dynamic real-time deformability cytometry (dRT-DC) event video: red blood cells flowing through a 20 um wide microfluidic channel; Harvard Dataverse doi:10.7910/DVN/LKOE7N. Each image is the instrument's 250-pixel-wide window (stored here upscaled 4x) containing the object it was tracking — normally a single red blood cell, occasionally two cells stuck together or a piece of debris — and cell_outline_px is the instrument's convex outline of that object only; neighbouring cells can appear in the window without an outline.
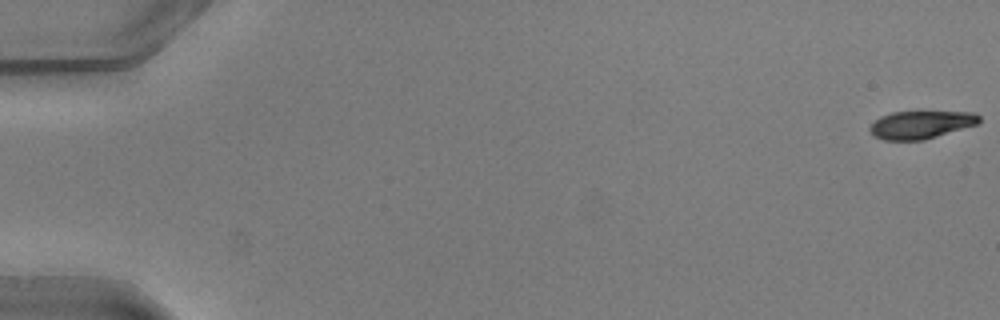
{"species": "common noctule bat (a hibernating species)", "species_latin": "Nyctalus noctula", "temperature_condition": "warm", "stored_images_in_passage": 16, "camera_frame_rate_fps": 3000, "um_per_image_px": 0.085, "animal": {"sex": "male", "body_mass_g": 20.5, "forearm_length_mm": 52.5}, "frame": {"image": 1, "passage_image": 1, "time_ms": 0.0, "image_size_px": [1000, 320], "cell_outline_px": [[980, 120], [976, 124], [924, 140], [884, 140], [876, 136], [868, 128], [880, 116], [892, 112], [976, 112], [980, 116]], "centroid_in_image_um": [78.27, 10.59], "position_along_channel_um": 6.7, "area_um2": 17.46}}
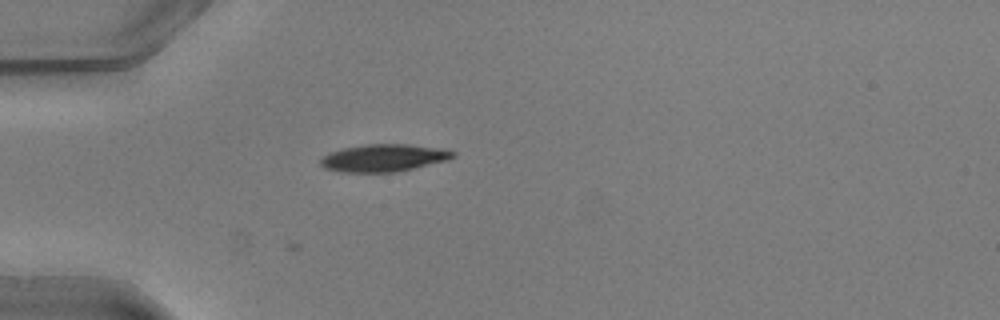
{"frame": {"image": 2, "passage_image": 16, "time_ms": 5.0, "image_size_px": [1000, 320], "cell_outline_px": [[456, 156], [448, 160], [396, 172], [340, 172], [324, 168], [320, 164], [320, 160], [328, 152], [344, 148], [368, 144], [408, 144], [444, 148], [456, 152]], "centroid_in_image_um": [32.64, 13.42], "position_along_channel_um": 52.4, "area_um2": 21.27}}